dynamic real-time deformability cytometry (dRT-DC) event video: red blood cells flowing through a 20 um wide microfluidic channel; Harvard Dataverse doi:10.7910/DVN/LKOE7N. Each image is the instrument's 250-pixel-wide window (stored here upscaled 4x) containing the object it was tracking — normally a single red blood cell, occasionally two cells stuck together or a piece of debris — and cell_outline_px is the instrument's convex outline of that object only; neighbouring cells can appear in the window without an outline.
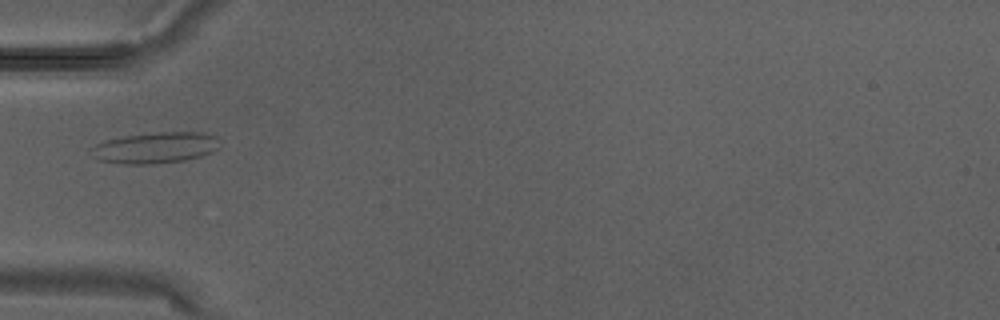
{"species": "Egyptian fruit bat (a non-hibernating species)", "species_latin": "Rousettus aegyptiacus", "temperature_condition": "warm", "stored_images_in_passage": 3, "camera_frame_rate_fps": 3000, "um_per_image_px": 0.085, "animal": {"sex": "male"}, "frame": {"image": 1, "passage_image": 3, "time_ms": 0.667, "image_size_px": [1000, 320], "cell_outline_px": [[220, 148], [212, 152], [200, 156], [184, 160], [148, 164], [124, 164], [100, 160], [92, 156], [92, 148], [96, 144], [108, 140], [124, 136], [160, 132], [204, 132], [216, 136]], "centroid_in_image_um": [13.24, 12.55], "position_along_channel_um": 71.8, "area_um2": 23.06}}